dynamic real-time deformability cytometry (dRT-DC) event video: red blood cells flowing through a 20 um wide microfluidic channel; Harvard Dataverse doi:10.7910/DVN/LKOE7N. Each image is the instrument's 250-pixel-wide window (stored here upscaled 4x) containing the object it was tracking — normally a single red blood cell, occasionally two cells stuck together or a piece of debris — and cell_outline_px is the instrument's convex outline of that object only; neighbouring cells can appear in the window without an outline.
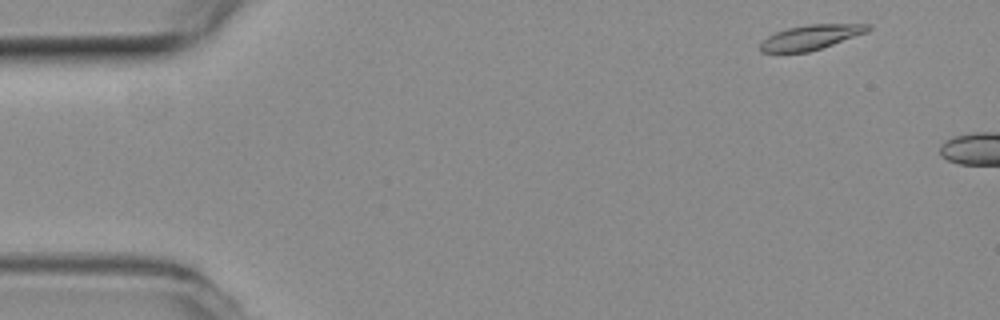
{"species": "common noctule bat (a hibernating species)", "species_latin": "Nyctalus noctula", "temperature_condition": "room temperature", "stored_images_in_passage": 3, "camera_frame_rate_fps": 3000, "um_per_image_px": 0.085, "animal": {"sex": "female", "body_mass_g": 19.3, "forearm_length_mm": 54.1}, "frame": {"image": 1, "passage_image": 1, "time_ms": 0.0, "image_size_px": [1000, 320], "cell_outline_px": [[872, 28], [868, 32], [808, 52], [760, 52], [760, 44], [768, 36], [776, 32], [788, 28], [808, 24], [872, 24]], "centroid_in_image_um": [68.95, 3.15], "position_along_channel_um": 16.1, "area_um2": 15.37}}